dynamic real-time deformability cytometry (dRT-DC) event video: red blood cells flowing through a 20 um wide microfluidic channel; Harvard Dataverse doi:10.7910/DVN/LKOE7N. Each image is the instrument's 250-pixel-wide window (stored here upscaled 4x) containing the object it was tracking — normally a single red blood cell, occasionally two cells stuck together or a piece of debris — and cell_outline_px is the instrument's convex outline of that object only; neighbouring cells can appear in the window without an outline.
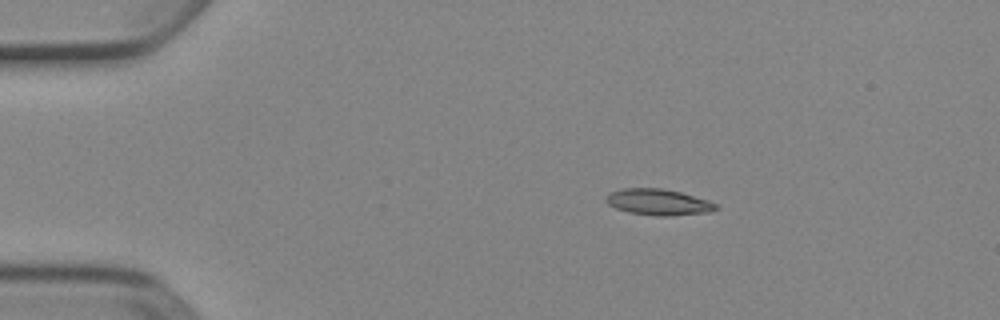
{"species": "Egyptian fruit bat (a non-hibernating species)", "species_latin": "Rousettus aegyptiacus", "temperature_condition": "cold", "stored_images_in_passage": 44, "camera_frame_rate_fps": 3000, "um_per_image_px": 0.085, "animal": {"sex": "female"}, "frame": {"image": 1, "passage_image": 1, "time_ms": 0.0, "image_size_px": [1000, 320], "cell_outline_px": [[720, 208], [712, 212], [672, 216], [656, 216], [628, 212], [616, 208], [608, 204], [604, 200], [604, 196], [608, 192], [620, 188], [660, 188], [680, 192], [708, 200], [716, 204]], "centroid_in_image_um": [55.93, 17.18], "position_along_channel_um": 29.1, "area_um2": 17.05}}
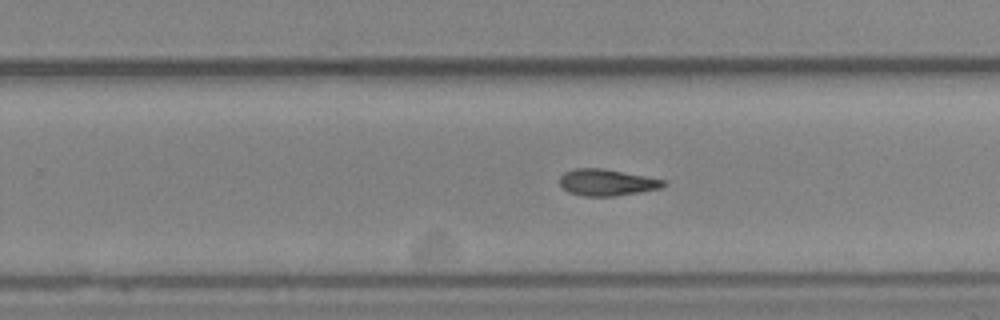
{"frame": {"image": 2, "passage_image": 25, "time_ms": 8.0, "image_size_px": [1000, 320], "cell_outline_px": [[668, 184], [660, 188], [640, 192], [616, 196], [584, 196], [568, 192], [560, 184], [560, 176], [564, 172], [576, 168], [604, 168], [668, 180]], "centroid_in_image_um": [51.62, 15.5], "position_along_channel_um": 278.2, "area_um2": 16.24}}
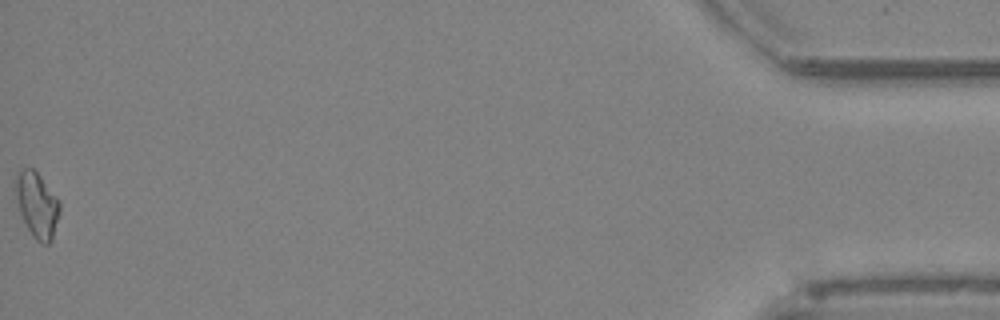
{"frame": {"image": 3, "passage_image": 44, "time_ms": 14.333, "image_size_px": [1000, 320], "cell_outline_px": [[60, 212], [52, 240], [48, 244], [40, 244], [32, 236], [20, 212], [12, 184], [16, 172], [20, 168], [32, 168], [40, 176], [60, 200]], "centroid_in_image_um": [3.12, 17.38], "position_along_channel_um": 432.1, "area_um2": 17.17}, "authors_computed_cell_mechanics": {"area_um2": 16.0106, "velocity_mm_per_s": 3.9065, "shape_relaxation_time_tau1_ms": 6.6735, "shape_relaxation_time_tau2_ms": 11.1109, "deformation_change_tau1": 0.1864, "deformation_change_tau2": 0.2177}}